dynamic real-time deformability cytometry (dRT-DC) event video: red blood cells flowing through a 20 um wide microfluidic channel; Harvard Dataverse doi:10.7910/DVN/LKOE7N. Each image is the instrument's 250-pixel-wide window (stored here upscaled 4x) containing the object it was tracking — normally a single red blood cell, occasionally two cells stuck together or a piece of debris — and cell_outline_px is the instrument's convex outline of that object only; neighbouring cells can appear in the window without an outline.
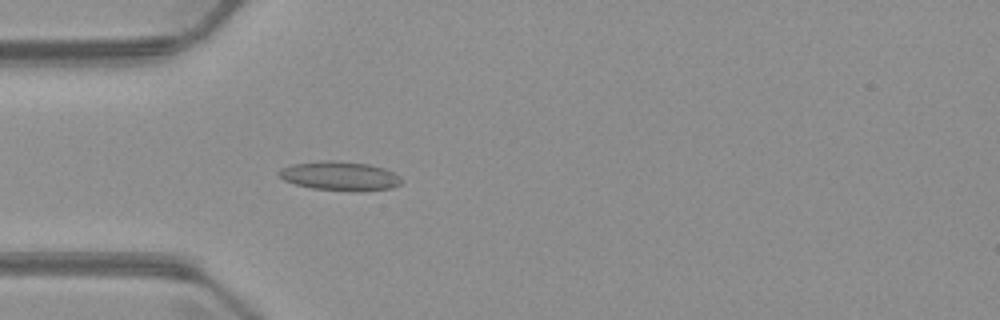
{"species": "common noctule bat (a hibernating species)", "species_latin": "Nyctalus noctula", "temperature_condition": "warm", "stored_images_in_passage": 5, "camera_frame_rate_fps": 3000, "um_per_image_px": 0.085, "animal": {"sex": "male", "body_mass_g": 23.1, "forearm_length_mm": 52.7}, "frame": {"image": 1, "passage_image": 5, "time_ms": 4.667, "image_size_px": [1000, 320], "cell_outline_px": [[400, 184], [392, 188], [356, 192], [312, 188], [296, 184], [284, 180], [276, 172], [280, 168], [292, 164], [320, 160], [332, 160], [368, 164], [384, 168], [400, 176]], "centroid_in_image_um": [28.86, 14.96], "position_along_channel_um": 56.1, "area_um2": 20.87}}